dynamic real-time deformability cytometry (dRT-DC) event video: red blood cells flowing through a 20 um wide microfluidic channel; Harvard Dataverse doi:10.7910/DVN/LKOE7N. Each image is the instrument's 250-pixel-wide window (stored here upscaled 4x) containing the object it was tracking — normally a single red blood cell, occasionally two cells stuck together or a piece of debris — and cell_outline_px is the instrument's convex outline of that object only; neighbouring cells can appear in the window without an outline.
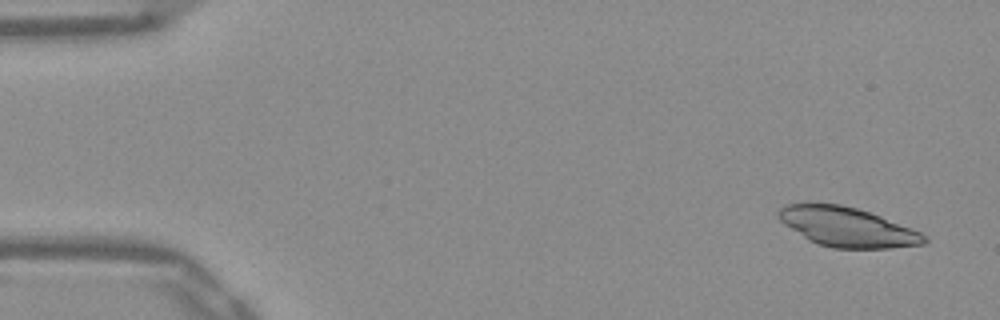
{"species": "Egyptian fruit bat (a non-hibernating species)", "species_latin": "Rousettus aegyptiacus", "temperature_condition": "warm", "stored_images_in_passage": 52, "camera_frame_rate_fps": 3000, "um_per_image_px": 0.085, "frame": {"image": 1, "passage_image": 3, "time_ms": 0.667, "image_size_px": [1000, 320], "cell_outline_px": [[928, 240], [924, 244], [892, 248], [832, 248], [808, 240], [784, 224], [780, 220], [780, 208], [784, 204], [840, 204], [856, 208], [880, 216], [920, 232], [928, 236]], "centroid_in_image_um": [72.04, 19.31], "position_along_channel_um": 13.0, "area_um2": 33.0}}